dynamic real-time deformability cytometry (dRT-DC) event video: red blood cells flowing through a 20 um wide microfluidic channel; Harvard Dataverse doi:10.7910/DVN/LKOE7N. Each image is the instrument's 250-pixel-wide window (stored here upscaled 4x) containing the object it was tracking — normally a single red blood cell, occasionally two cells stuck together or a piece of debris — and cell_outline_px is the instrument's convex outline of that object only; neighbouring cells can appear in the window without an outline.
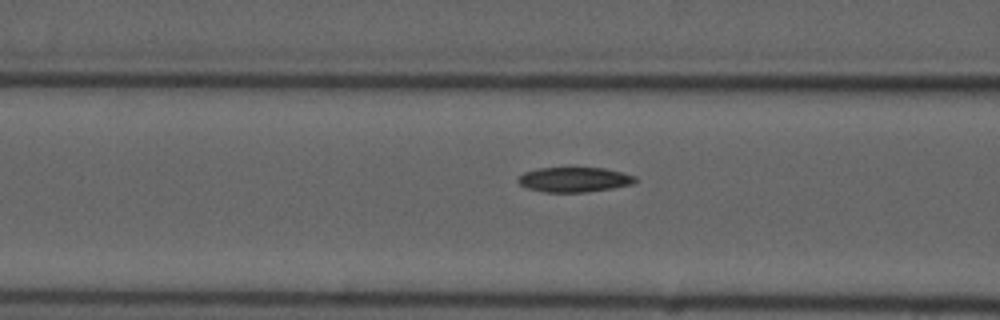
{"species": "common noctule bat (a hibernating species)", "species_latin": "Nyctalus noctula", "temperature_condition": "cold", "stored_images_in_passage": 5, "camera_frame_rate_fps": 3000, "um_per_image_px": 0.085, "animal": {"sex": "male", "forearm_length_mm": 52.5}, "frame": {"image": 1, "passage_image": 5, "time_ms": 5.667, "image_size_px": [1000, 320], "cell_outline_px": [[636, 180], [632, 184], [612, 188], [584, 192], [544, 192], [524, 188], [516, 180], [524, 172], [536, 168], [604, 168], [636, 176]], "centroid_in_image_um": [48.76, 15.27], "position_along_channel_um": 117.8, "area_um2": 16.94}}